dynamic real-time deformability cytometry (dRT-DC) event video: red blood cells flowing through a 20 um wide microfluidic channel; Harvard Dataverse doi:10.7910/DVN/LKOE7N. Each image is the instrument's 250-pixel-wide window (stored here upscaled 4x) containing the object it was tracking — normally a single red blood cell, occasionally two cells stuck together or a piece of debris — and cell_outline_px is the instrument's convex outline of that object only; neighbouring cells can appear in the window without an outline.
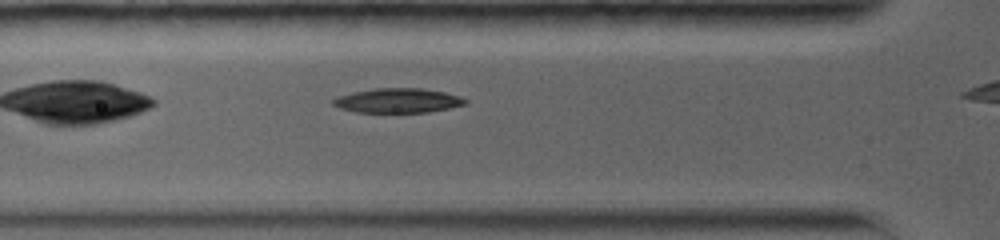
{"species": "common noctule bat (a hibernating species)", "species_latin": "Nyctalus noctula", "temperature_condition": "warm", "stored_images_in_passage": 15, "camera_frame_rate_fps": 5000, "um_per_image_px": 0.085, "animal": {"sex": "female", "body_mass_g": 19.0, "forearm_length_mm": 56.7}, "frame": {"image": 1, "passage_image": 5, "time_ms": 1.8, "image_size_px": [1000, 240], "cell_outline_px": [[468, 104], [428, 112], [356, 112], [340, 108], [332, 104], [332, 100], [336, 96], [352, 92], [376, 88], [420, 88], [444, 92], [460, 96], [468, 100]], "centroid_in_image_um": [33.81, 8.54], "position_along_channel_um": 92.0, "area_um2": 18.9}}